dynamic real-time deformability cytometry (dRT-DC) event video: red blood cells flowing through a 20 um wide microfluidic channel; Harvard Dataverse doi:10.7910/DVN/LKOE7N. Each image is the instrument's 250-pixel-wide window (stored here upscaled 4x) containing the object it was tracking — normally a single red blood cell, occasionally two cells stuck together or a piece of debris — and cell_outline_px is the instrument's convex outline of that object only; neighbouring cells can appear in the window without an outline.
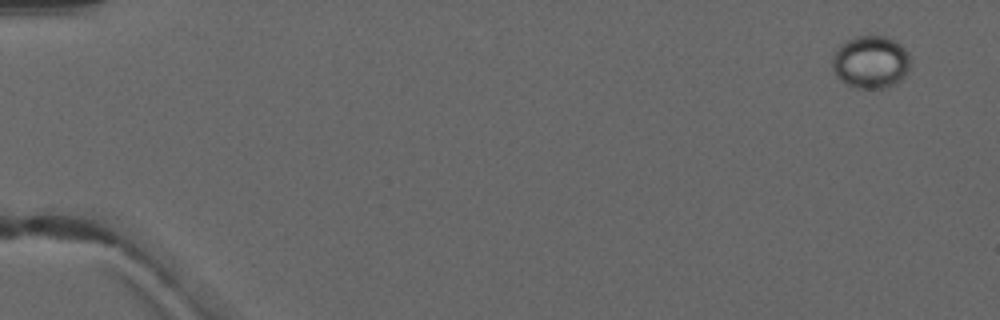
{"species": "common noctule bat (a hibernating species)", "species_latin": "Nyctalus noctula", "temperature_condition": "warm", "stored_images_in_passage": 5, "camera_frame_rate_fps": 3000, "um_per_image_px": 0.085, "animal": {"sex": "male", "forearm_length_mm": 52.5}, "frame": {"image": 1, "passage_image": 1, "time_ms": 0.0, "image_size_px": [1000, 320], "cell_outline_px": [[908, 68], [904, 76], [900, 80], [884, 88], [856, 88], [840, 80], [836, 76], [832, 68], [832, 56], [836, 48], [840, 44], [852, 36], [888, 36], [896, 40], [908, 52]], "centroid_in_image_um": [73.96, 5.24], "position_along_channel_um": 11.0, "area_um2": 24.04}}